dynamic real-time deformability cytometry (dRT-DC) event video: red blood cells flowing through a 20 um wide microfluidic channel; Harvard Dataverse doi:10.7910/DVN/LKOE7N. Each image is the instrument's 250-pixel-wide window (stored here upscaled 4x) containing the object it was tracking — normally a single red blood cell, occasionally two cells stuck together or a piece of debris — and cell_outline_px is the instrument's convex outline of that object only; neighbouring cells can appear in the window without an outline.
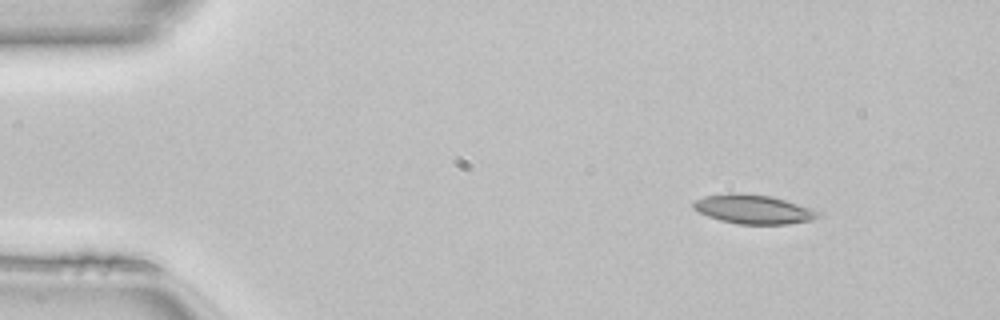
{"species": "common noctule bat (a hibernating species)", "species_latin": "Nyctalus noctula", "temperature_condition": "room temperature", "stored_images_in_passage": 44, "camera_frame_rate_fps": 3000, "um_per_image_px": 0.085, "animal": {"sex": "female", "body_mass_g": 22.7, "forearm_length_mm": 54.2}, "frame": {"image": 1, "passage_image": 1, "time_ms": 0.0, "image_size_px": [1000, 320], "cell_outline_px": [[820, 216], [812, 220], [788, 224], [736, 224], [720, 220], [708, 216], [692, 208], [692, 204], [696, 200], [704, 196], [728, 192], [744, 192], [772, 196], [812, 208], [820, 212]], "centroid_in_image_um": [64.03, 17.77], "position_along_channel_um": 21.0, "area_um2": 21.44}}
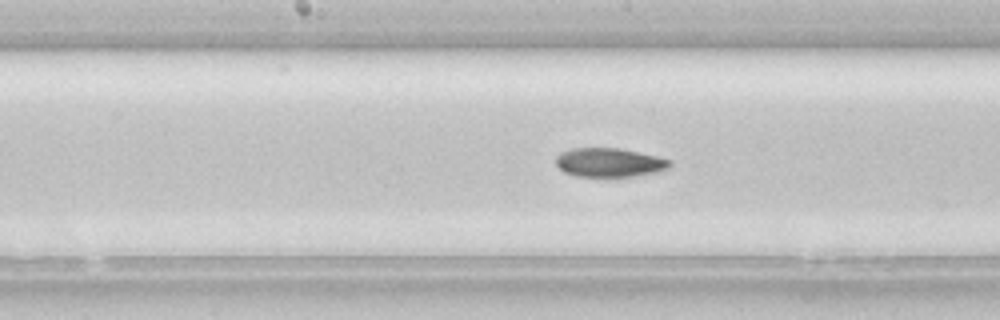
{"frame": {"image": 2, "passage_image": 20, "time_ms": 6.333, "image_size_px": [1000, 320], "cell_outline_px": [[672, 164], [668, 168], [656, 172], [632, 176], [576, 176], [564, 172], [556, 164], [556, 156], [560, 152], [572, 148], [620, 148], [656, 156], [672, 160]], "centroid_in_image_um": [51.78, 13.8], "position_along_channel_um": 196.4, "area_um2": 19.13}}
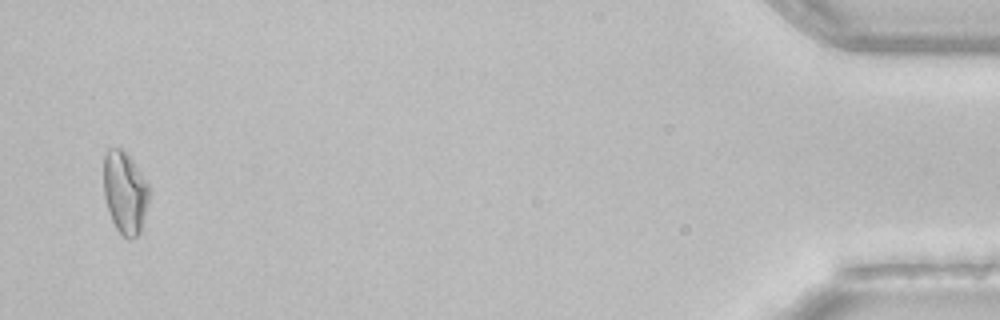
{"frame": {"image": 3, "passage_image": 43, "time_ms": 14.0, "image_size_px": [1000, 320], "cell_outline_px": [[148, 204], [140, 232], [136, 236], [128, 240], [116, 228], [112, 220], [104, 196], [104, 152], [108, 148], [124, 148], [136, 164], [148, 184]], "centroid_in_image_um": [10.61, 16.32], "position_along_channel_um": 424.6, "area_um2": 21.85}, "authors_computed_cell_mechanics": {"area_um2": 19.9121, "velocity_mm_per_s": 4.1306, "shape_relaxation_time_tau1_ms": null, "shape_relaxation_time_tau2_ms": 6.8074, "deformation_change_tau1": null, "deformation_change_tau2": 0.1293}}